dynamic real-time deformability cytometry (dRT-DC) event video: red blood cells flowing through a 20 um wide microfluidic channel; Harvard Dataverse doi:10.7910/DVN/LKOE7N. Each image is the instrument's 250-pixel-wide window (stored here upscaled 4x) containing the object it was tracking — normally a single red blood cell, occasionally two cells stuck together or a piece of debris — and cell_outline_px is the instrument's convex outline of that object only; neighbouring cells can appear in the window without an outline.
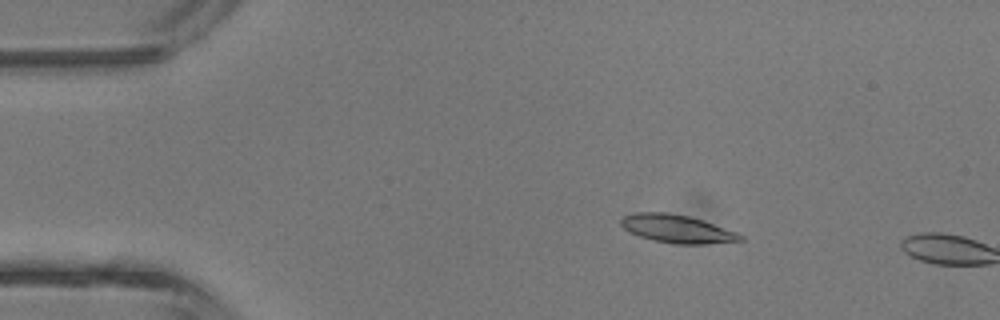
{"species": "common noctule bat (a hibernating species)", "species_latin": "Nyctalus noctula", "temperature_condition": "room temperature", "stored_images_in_passage": 3, "camera_frame_rate_fps": 3000, "um_per_image_px": 0.085, "animal": {"sex": "male", "body_mass_g": 13.3}, "frame": {"image": 1, "passage_image": 2, "time_ms": 1.333, "image_size_px": [1000, 320], "cell_outline_px": [[744, 240], [704, 244], [676, 244], [652, 240], [640, 236], [624, 228], [620, 224], [620, 220], [624, 216], [632, 212], [664, 212], [688, 216], [704, 220], [736, 232], [744, 236]], "centroid_in_image_um": [57.55, 19.44], "position_along_channel_um": 27.5, "area_um2": 19.48}}